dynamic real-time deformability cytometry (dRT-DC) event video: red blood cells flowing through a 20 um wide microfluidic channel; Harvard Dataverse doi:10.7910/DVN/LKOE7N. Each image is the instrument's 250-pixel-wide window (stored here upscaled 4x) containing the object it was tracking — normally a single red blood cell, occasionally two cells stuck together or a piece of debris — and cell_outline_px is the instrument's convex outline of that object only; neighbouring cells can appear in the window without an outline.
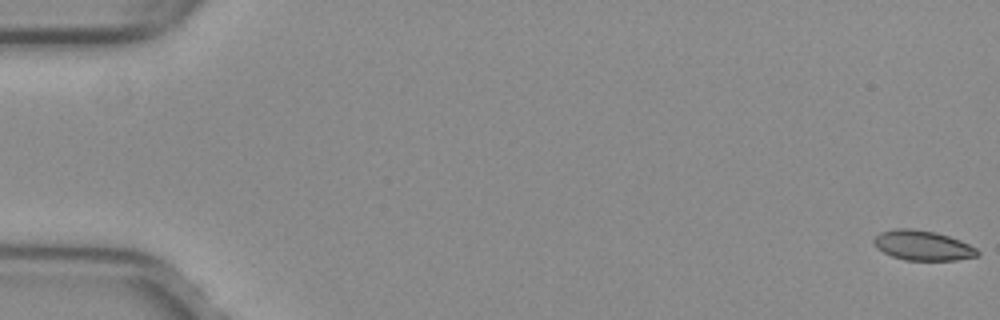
{"species": "common noctule bat (a hibernating species)", "species_latin": "Nyctalus noctula", "temperature_condition": "warm", "stored_images_in_passage": 53, "camera_frame_rate_fps": 3000, "um_per_image_px": 0.085, "animal": {"sex": "female", "body_mass_g": 29.2, "forearm_length_mm": 56.3}, "frame": {"image": 1, "passage_image": 1, "time_ms": 0.0, "image_size_px": [1000, 320], "cell_outline_px": [[980, 256], [956, 260], [904, 260], [892, 256], [876, 248], [872, 240], [880, 232], [896, 228], [912, 228], [936, 232], [960, 240], [976, 248], [980, 252]], "centroid_in_image_um": [78.43, 20.86], "position_along_channel_um": 6.6, "area_um2": 18.15}}
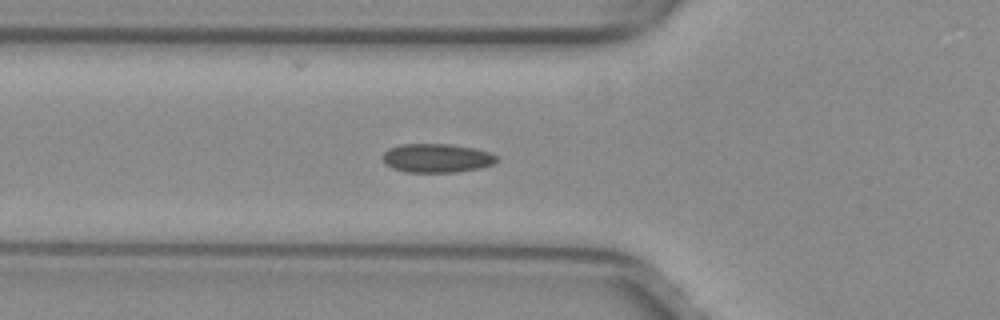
{"frame": {"image": 2, "passage_image": 20, "time_ms": 6.333, "image_size_px": [1000, 320], "cell_outline_px": [[500, 160], [492, 164], [480, 168], [456, 172], [404, 172], [392, 168], [384, 164], [380, 156], [388, 148], [400, 144], [448, 144], [472, 148], [488, 152], [496, 156]], "centroid_in_image_um": [37.06, 13.44], "position_along_channel_um": 88.7, "area_um2": 19.31}}
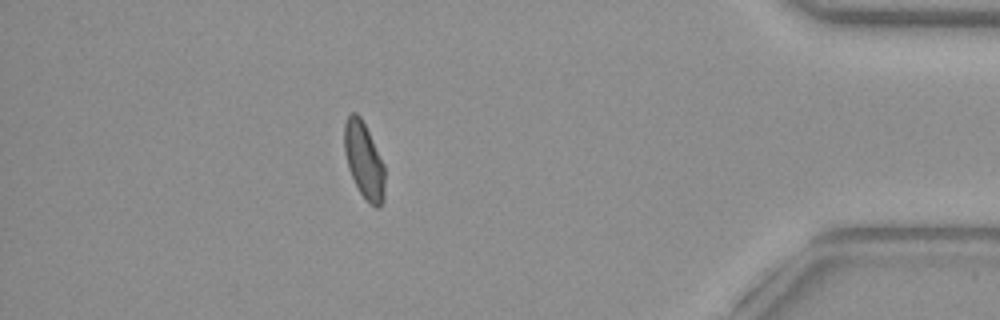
{"frame": {"image": 3, "passage_image": 47, "time_ms": 15.333, "image_size_px": [1000, 320], "cell_outline_px": [[384, 200], [380, 208], [376, 208], [360, 192], [348, 168], [344, 152], [344, 124], [348, 116], [352, 112], [356, 112], [360, 116], [384, 164]], "centroid_in_image_um": [30.93, 13.63], "position_along_channel_um": 404.3, "area_um2": 17.69}, "authors_computed_cell_mechanics": {"area_um2": 18.7272, "velocity_mm_per_s": 4.0079, "shape_relaxation_time_tau1_ms": null, "shape_relaxation_time_tau2_ms": 1.6944, "deformation_change_tau1": null, "deformation_change_tau2": 0.0507}}